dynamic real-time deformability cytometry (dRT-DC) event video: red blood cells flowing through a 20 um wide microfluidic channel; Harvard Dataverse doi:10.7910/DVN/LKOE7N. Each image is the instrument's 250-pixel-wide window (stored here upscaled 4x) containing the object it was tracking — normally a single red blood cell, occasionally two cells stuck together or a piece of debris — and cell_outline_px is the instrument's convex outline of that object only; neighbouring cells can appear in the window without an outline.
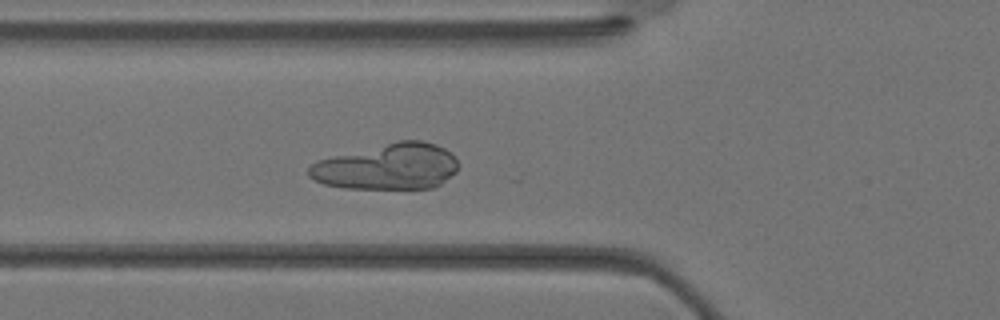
{"species": "Egyptian fruit bat (a non-hibernating species)", "species_latin": "Rousettus aegyptiacus", "temperature_condition": "warm", "stored_images_in_passage": 22, "camera_frame_rate_fps": 3000, "um_per_image_px": 0.085, "animal": {"sex": "female"}, "frame": {"image": 1, "passage_image": 10, "time_ms": 3.0, "image_size_px": [1000, 320], "cell_outline_px": [[456, 172], [440, 184], [432, 188], [344, 188], [324, 184], [308, 176], [308, 168], [312, 164], [320, 160], [400, 140], [420, 140], [436, 144], [444, 148], [456, 156]], "centroid_in_image_um": [32.97, 14.17], "position_along_channel_um": 92.8, "area_um2": 39.42}}